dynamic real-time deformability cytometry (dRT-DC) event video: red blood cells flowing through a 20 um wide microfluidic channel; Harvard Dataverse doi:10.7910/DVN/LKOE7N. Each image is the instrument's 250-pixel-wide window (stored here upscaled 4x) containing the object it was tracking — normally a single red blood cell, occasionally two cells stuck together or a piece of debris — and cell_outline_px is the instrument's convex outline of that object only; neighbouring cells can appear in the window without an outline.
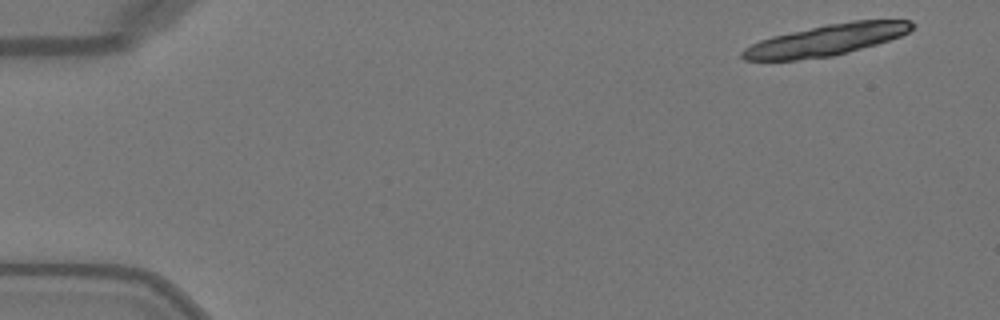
{"species": "Egyptian fruit bat (a non-hibernating species)", "species_latin": "Rousettus aegyptiacus", "temperature_condition": "warm", "stored_images_in_passage": 16, "camera_frame_rate_fps": 3000, "um_per_image_px": 0.085, "animal": {"sex": "female"}, "frame": {"image": 1, "passage_image": 1, "time_ms": 0.0, "image_size_px": [1000, 320], "cell_outline_px": [[916, 24], [908, 32], [900, 36], [876, 44], [848, 52], [832, 56], [796, 60], [744, 60], [740, 56], [740, 52], [744, 48], [760, 40], [772, 36], [824, 24], [852, 20], [912, 20]], "centroid_in_image_um": [70.22, 3.39], "position_along_channel_um": 14.8, "area_um2": 30.92}}